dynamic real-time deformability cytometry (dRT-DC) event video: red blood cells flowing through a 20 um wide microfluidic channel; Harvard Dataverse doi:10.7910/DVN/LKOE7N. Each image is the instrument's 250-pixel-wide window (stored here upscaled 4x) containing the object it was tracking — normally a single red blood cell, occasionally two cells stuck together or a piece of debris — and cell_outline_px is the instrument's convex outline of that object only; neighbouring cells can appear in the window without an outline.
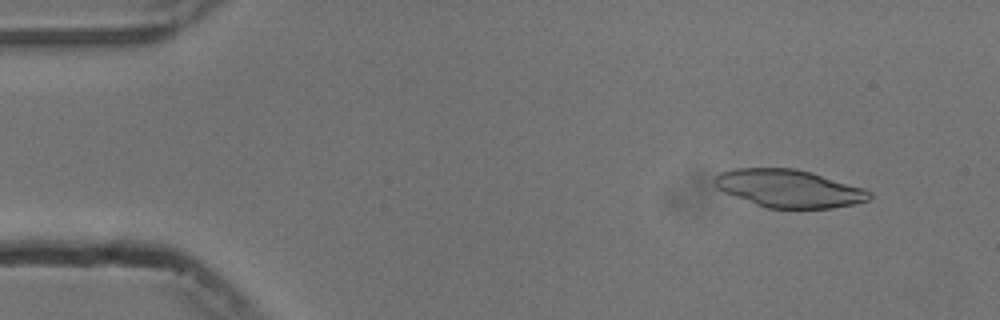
{"species": "common noctule bat (a hibernating species)", "species_latin": "Nyctalus noctula", "temperature_condition": "cold", "stored_images_in_passage": 53, "camera_frame_rate_fps": 3000, "um_per_image_px": 0.085, "animal": {"sex": "male", "body_mass_g": 13.3}, "frame": {"image": 1, "passage_image": 5, "time_ms": 1.333, "image_size_px": [1000, 320], "cell_outline_px": [[872, 196], [868, 200], [856, 204], [832, 208], [768, 208], [756, 204], [724, 192], [716, 188], [712, 180], [720, 172], [732, 168], [796, 168], [812, 172], [864, 188], [872, 192]], "centroid_in_image_um": [67.06, 16.01], "position_along_channel_um": 17.9, "area_um2": 34.22}}